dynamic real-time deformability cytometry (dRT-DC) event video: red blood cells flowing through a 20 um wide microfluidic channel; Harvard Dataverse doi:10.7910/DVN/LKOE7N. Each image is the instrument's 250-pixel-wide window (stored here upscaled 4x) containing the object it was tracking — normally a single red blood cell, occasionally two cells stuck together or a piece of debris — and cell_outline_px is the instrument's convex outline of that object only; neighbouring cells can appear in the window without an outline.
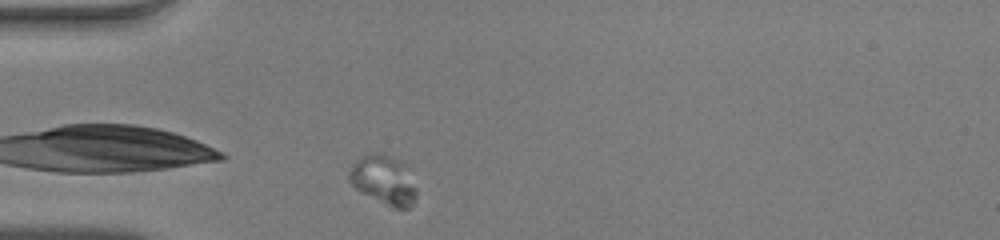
{"species": "human", "species_latin": "Homo sapiens", "temperature_condition": "warm", "stored_images_in_passage": 38, "camera_frame_rate_fps": 3000, "um_per_image_px": 0.085, "donor": {"sex": "male"}, "frame": {"image": 1, "passage_image": 1, "time_ms": 0.0, "image_size_px": [1000, 240], "cell_outline_px": [[416, 196], [412, 204], [408, 208], [396, 208], [356, 188], [348, 180], [348, 172], [352, 164], [364, 156], [384, 156], [396, 160], [404, 164], [408, 168], [416, 188]], "centroid_in_image_um": [32.64, 15.33], "position_along_channel_um": 52.4, "area_um2": 18.21}}
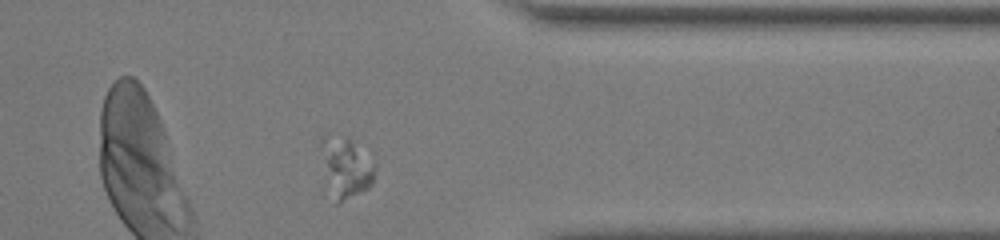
{"frame": {"image": 2, "passage_image": 28, "time_ms": 9.0, "image_size_px": [1000, 240], "cell_outline_px": [[376, 164], [372, 184], [368, 188], [336, 204], [332, 204], [320, 144], [320, 140], [324, 136], [352, 140]], "centroid_in_image_um": [29.4, 14.29], "position_along_channel_um": 382.0, "area_um2": 18.44}}
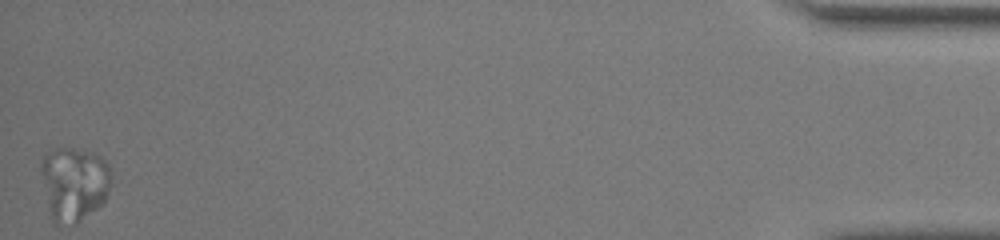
{"frame": {"image": 3, "passage_image": 38, "time_ms": 12.333, "image_size_px": [1000, 240], "cell_outline_px": [[112, 184], [104, 204], [76, 224], [56, 224], [52, 220], [48, 208], [40, 168], [40, 160], [44, 152], [52, 148], [72, 148], [92, 152], [100, 156], [108, 164]], "centroid_in_image_um": [6.29, 15.6], "position_along_channel_um": 428.9, "area_um2": 30.92}}